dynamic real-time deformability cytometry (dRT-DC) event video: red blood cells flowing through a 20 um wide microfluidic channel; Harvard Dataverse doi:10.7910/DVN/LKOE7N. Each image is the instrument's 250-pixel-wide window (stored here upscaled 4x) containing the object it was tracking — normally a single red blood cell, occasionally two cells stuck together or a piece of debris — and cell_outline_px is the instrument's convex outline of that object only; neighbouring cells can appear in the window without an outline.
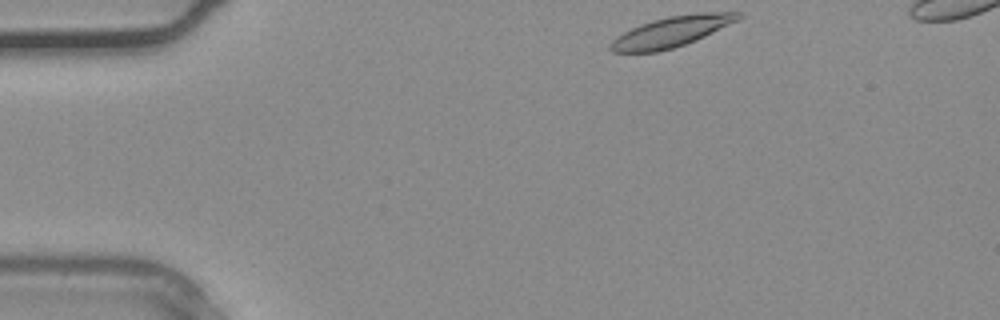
{"species": "common noctule bat (a hibernating species)", "species_latin": "Nyctalus noctula", "temperature_condition": "warm", "stored_images_in_passage": 30, "camera_frame_rate_fps": 3000, "um_per_image_px": 0.085, "animal": {"sex": "male", "body_mass_g": 20.4}, "frame": {"image": 1, "passage_image": 1, "time_ms": 0.0, "image_size_px": [1000, 320], "cell_outline_px": [[744, 16], [696, 40], [672, 48], [656, 52], [612, 52], [608, 48], [612, 40], [616, 36], [640, 24], [652, 20], [668, 16], [700, 12], [740, 12]], "centroid_in_image_um": [57.03, 2.69], "position_along_channel_um": 28.0, "area_um2": 22.43}}
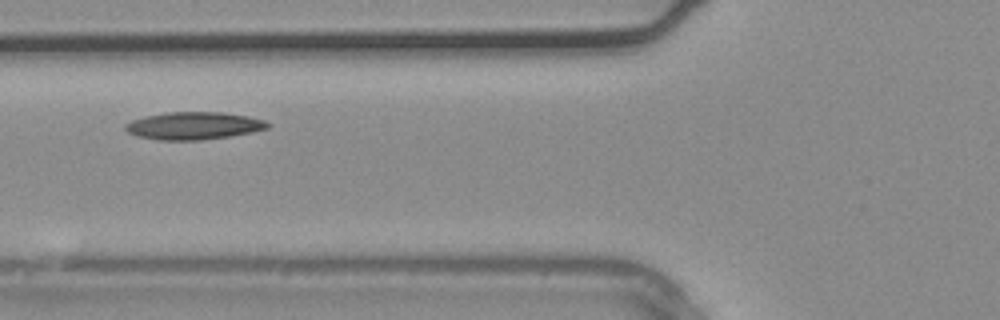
{"frame": {"image": 2, "passage_image": 9, "time_ms": 2.667, "image_size_px": [1000, 320], "cell_outline_px": [[272, 124], [268, 128], [252, 132], [232, 136], [200, 140], [156, 140], [136, 136], [128, 132], [124, 128], [124, 124], [132, 120], [144, 116], [168, 112], [224, 112], [248, 116], [264, 120]], "centroid_in_image_um": [16.46, 10.69], "position_along_channel_um": 109.3, "area_um2": 23.06}}